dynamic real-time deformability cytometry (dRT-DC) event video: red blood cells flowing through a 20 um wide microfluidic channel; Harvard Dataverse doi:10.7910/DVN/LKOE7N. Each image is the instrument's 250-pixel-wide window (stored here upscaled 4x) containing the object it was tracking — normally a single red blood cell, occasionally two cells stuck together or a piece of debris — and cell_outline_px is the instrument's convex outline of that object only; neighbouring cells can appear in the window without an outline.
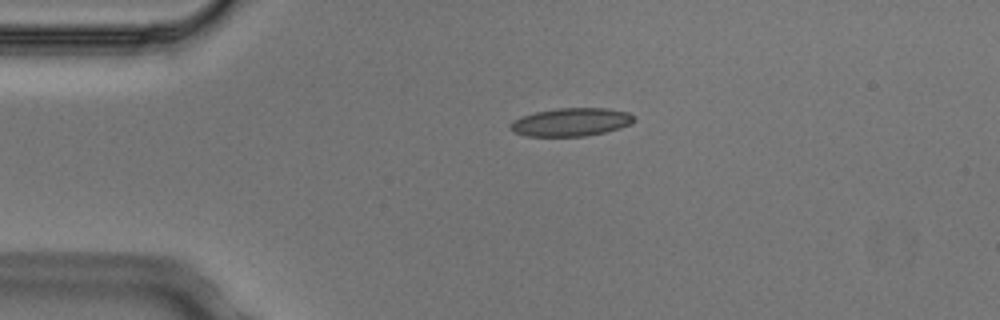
{"species": "Egyptian fruit bat (a non-hibernating species)", "species_latin": "Rousettus aegyptiacus", "temperature_condition": "cold", "stored_images_in_passage": 2, "camera_frame_rate_fps": 3000, "um_per_image_px": 0.085, "animal": {"sex": "male"}, "frame": {"image": 1, "passage_image": 1, "time_ms": 0.0, "image_size_px": [1000, 320], "cell_outline_px": [[636, 120], [632, 124], [620, 128], [604, 132], [584, 136], [528, 136], [512, 132], [508, 128], [508, 124], [512, 120], [520, 116], [536, 112], [556, 108], [608, 108], [628, 112], [636, 116]], "centroid_in_image_um": [48.53, 10.37], "position_along_channel_um": 36.5, "area_um2": 20.63}}